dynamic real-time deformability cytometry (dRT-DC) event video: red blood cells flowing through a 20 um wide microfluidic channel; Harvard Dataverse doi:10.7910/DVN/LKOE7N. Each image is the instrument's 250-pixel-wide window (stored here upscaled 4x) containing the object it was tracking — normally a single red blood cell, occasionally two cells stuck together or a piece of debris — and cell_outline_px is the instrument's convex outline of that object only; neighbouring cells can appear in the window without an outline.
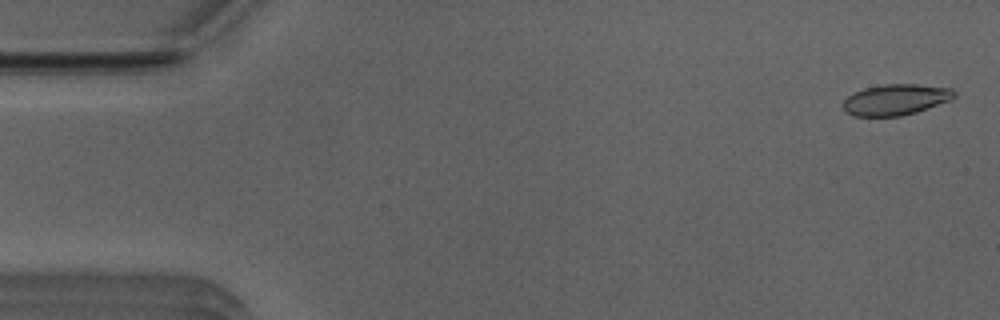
{"species": "Egyptian fruit bat (a non-hibernating species)", "species_latin": "Rousettus aegyptiacus", "temperature_condition": "room temperature", "stored_images_in_passage": 52, "camera_frame_rate_fps": 3000, "um_per_image_px": 0.085, "animal": {"sex": "male"}, "frame": {"image": 1, "passage_image": 2, "time_ms": 0.333, "image_size_px": [1000, 320], "cell_outline_px": [[956, 96], [952, 100], [916, 112], [900, 116], [852, 116], [844, 112], [840, 104], [848, 96], [864, 88], [884, 84], [916, 84], [952, 88], [956, 92]], "centroid_in_image_um": [76.12, 8.47], "position_along_channel_um": 8.9, "area_um2": 20.29}}
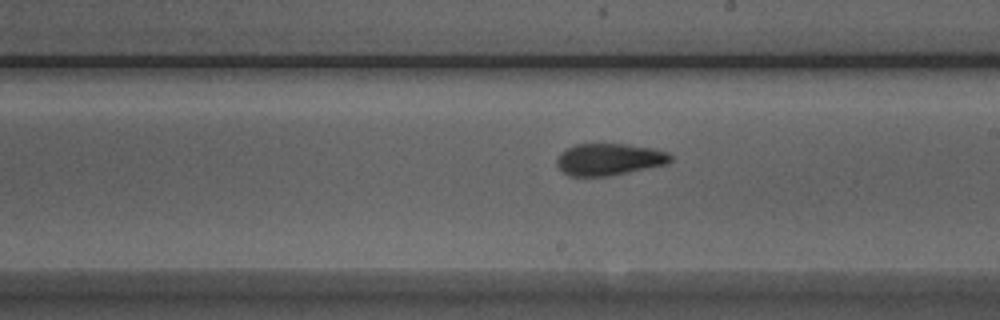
{"frame": {"image": 2, "passage_image": 29, "time_ms": 9.333, "image_size_px": [1000, 320], "cell_outline_px": [[672, 160], [668, 164], [608, 176], [568, 176], [556, 164], [556, 160], [560, 152], [576, 144], [628, 144], [652, 148], [668, 152], [672, 156]], "centroid_in_image_um": [51.79, 13.54], "position_along_channel_um": 237.2, "area_um2": 21.15}}
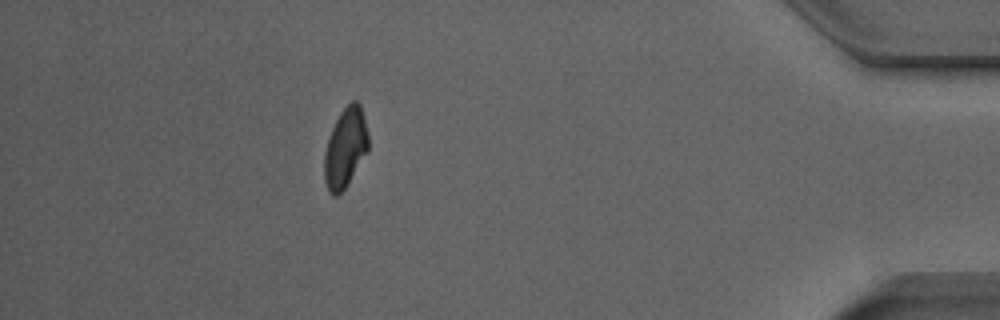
{"frame": {"image": 3, "passage_image": 46, "time_ms": 15.0, "image_size_px": [1000, 320], "cell_outline_px": [[368, 152], [344, 188], [336, 196], [332, 196], [328, 192], [324, 180], [324, 152], [332, 128], [340, 112], [352, 100], [356, 100], [360, 104], [368, 136]], "centroid_in_image_um": [29.34, 12.58], "position_along_channel_um": 405.9, "area_um2": 20.23}, "authors_computed_cell_mechanics": {"area_um2": 21.0103, "velocity_mm_per_s": 3.9571, "shape_relaxation_time_tau1_ms": 5.8988, "shape_relaxation_time_tau2_ms": 1.329, "deformation_change_tau1": 0.1563, "deformation_change_tau2": 0.0656}}